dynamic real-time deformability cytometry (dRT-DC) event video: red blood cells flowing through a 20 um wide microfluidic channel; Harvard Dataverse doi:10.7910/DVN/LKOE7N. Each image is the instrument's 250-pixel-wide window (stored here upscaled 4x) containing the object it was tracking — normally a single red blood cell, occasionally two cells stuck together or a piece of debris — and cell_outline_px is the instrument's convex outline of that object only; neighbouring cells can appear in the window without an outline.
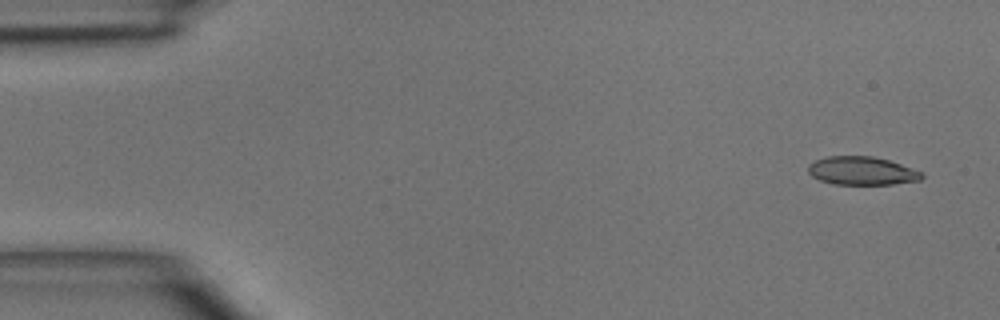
{"species": "common noctule bat (a hibernating species)", "species_latin": "Nyctalus noctula", "temperature_condition": "room temperature", "stored_images_in_passage": 4, "camera_frame_rate_fps": 3000, "um_per_image_px": 0.085, "animal": {"sex": "male", "body_mass_g": 15.6}, "frame": {"image": 1, "passage_image": 1, "time_ms": 0.0, "image_size_px": [1000, 320], "cell_outline_px": [[924, 176], [920, 180], [892, 184], [832, 184], [820, 180], [812, 176], [808, 172], [808, 164], [816, 160], [828, 156], [872, 156], [888, 160], [924, 172]], "centroid_in_image_um": [73.26, 14.52], "position_along_channel_um": 11.7, "area_um2": 18.73}}
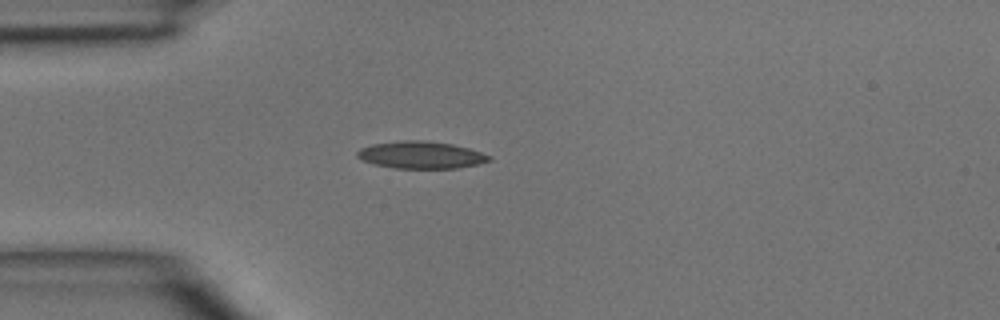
{"frame": {"image": 2, "passage_image": 4, "time_ms": 3.333, "image_size_px": [1000, 320], "cell_outline_px": [[492, 160], [476, 164], [456, 168], [396, 168], [372, 164], [360, 160], [356, 156], [356, 152], [360, 148], [372, 144], [404, 140], [420, 140], [452, 144], [468, 148], [492, 156]], "centroid_in_image_um": [35.74, 13.17], "position_along_channel_um": 49.3, "area_um2": 20.87}}